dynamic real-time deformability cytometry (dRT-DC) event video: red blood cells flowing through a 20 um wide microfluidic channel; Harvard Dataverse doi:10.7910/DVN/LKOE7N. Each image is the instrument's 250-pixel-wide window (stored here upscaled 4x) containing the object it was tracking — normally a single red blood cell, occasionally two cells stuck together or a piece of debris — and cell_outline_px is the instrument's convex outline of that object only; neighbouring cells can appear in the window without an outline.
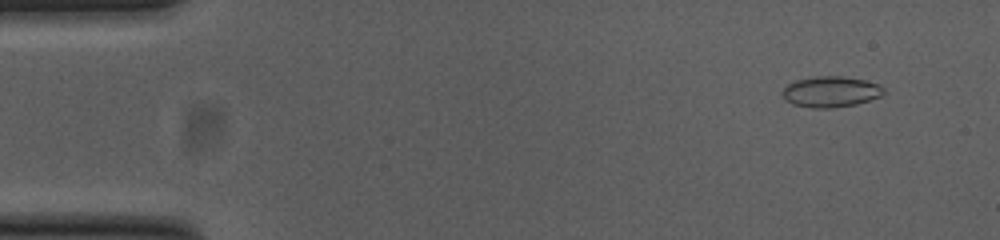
{"species": "common noctule bat (a hibernating species)", "species_latin": "Nyctalus noctula", "temperature_condition": "cold", "stored_images_in_passage": 53, "camera_frame_rate_fps": 3000, "um_per_image_px": 0.085, "animal": {"sex": "female", "body_mass_g": 23.0, "forearm_length_mm": 53.4}, "frame": {"image": 1, "passage_image": 4, "time_ms": 1.0, "image_size_px": [1000, 240], "cell_outline_px": [[884, 92], [880, 96], [856, 104], [832, 108], [812, 108], [792, 104], [784, 100], [780, 92], [788, 84], [796, 80], [816, 76], [840, 76], [864, 80], [880, 84], [884, 88]], "centroid_in_image_um": [70.58, 7.8], "position_along_channel_um": 14.4, "area_um2": 18.26}}
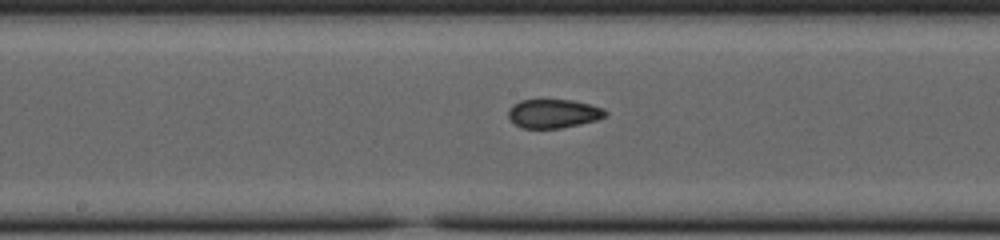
{"frame": {"image": 2, "passage_image": 27, "time_ms": 8.667, "image_size_px": [1000, 240], "cell_outline_px": [[608, 116], [596, 120], [580, 124], [560, 128], [524, 128], [516, 124], [508, 116], [508, 108], [512, 104], [520, 100], [572, 100], [592, 104], [604, 108], [608, 112]], "centroid_in_image_um": [47.08, 9.64], "position_along_channel_um": 201.1, "area_um2": 16.42}}
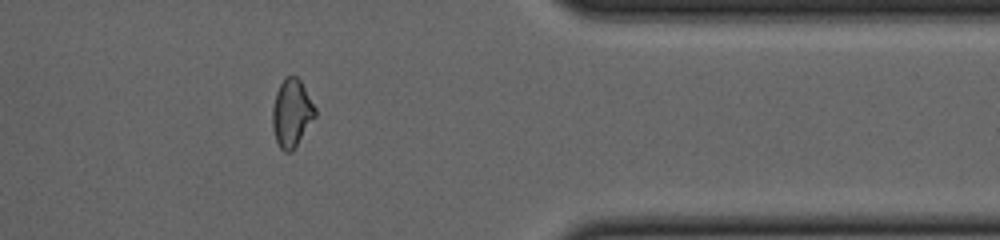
{"frame": {"image": 3, "passage_image": 43, "time_ms": 14.0, "image_size_px": [1000, 240], "cell_outline_px": [[316, 116], [296, 144], [288, 152], [284, 152], [280, 148], [276, 140], [272, 128], [272, 108], [276, 92], [284, 76], [296, 76], [300, 80], [316, 108]], "centroid_in_image_um": [24.77, 9.57], "position_along_channel_um": 386.6, "area_um2": 16.65}, "authors_computed_cell_mechanics": {"area_um2": 16.9932, "velocity_mm_per_s": 3.8289, "shape_relaxation_time_tau1_ms": null, "shape_relaxation_time_tau2_ms": 1.971, "deformation_change_tau1": null, "deformation_change_tau2": 0.0806}}